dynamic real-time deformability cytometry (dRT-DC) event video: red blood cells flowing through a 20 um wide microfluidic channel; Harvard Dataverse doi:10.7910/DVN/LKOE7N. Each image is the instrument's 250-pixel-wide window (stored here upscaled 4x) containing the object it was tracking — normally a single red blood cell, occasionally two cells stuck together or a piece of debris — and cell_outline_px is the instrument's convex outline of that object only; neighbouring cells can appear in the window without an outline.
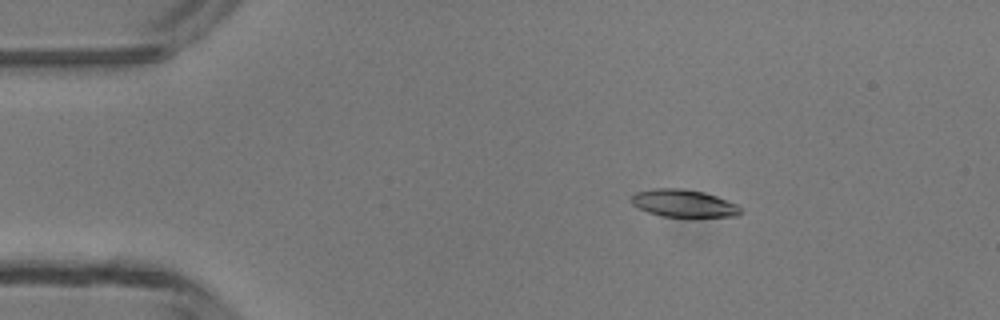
{"species": "common noctule bat (a hibernating species)", "species_latin": "Nyctalus noctula", "temperature_condition": "room temperature", "stored_images_in_passage": 6, "camera_frame_rate_fps": 3000, "um_per_image_px": 0.085, "animal": {"sex": "male", "body_mass_g": 13.3}, "frame": {"image": 1, "passage_image": 3, "time_ms": 2.333, "image_size_px": [1000, 320], "cell_outline_px": [[740, 212], [736, 216], [660, 216], [648, 212], [632, 204], [632, 196], [636, 192], [656, 188], [680, 188], [704, 192], [716, 196], [736, 204], [740, 208]], "centroid_in_image_um": [58.08, 17.27], "position_along_channel_um": 26.9, "area_um2": 17.11}}
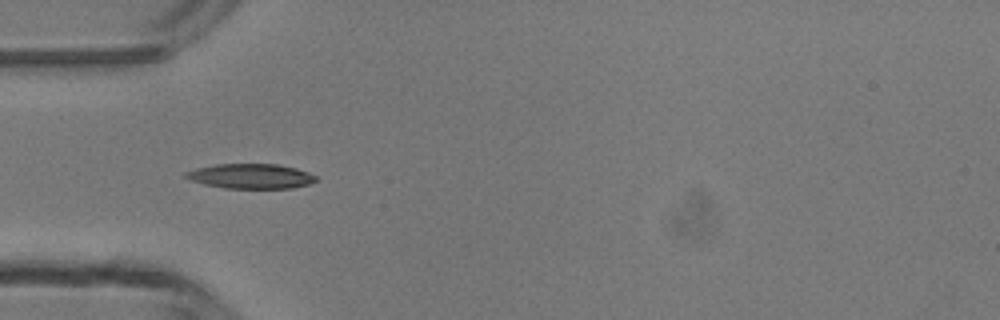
{"frame": {"image": 2, "passage_image": 5, "time_ms": 4.667, "image_size_px": [1000, 320], "cell_outline_px": [[316, 180], [308, 184], [292, 188], [224, 188], [204, 184], [192, 180], [184, 176], [184, 172], [196, 168], [216, 164], [276, 164], [296, 168], [308, 172], [316, 176]], "centroid_in_image_um": [21.3, 14.97], "position_along_channel_um": 63.7, "area_um2": 18.73}}
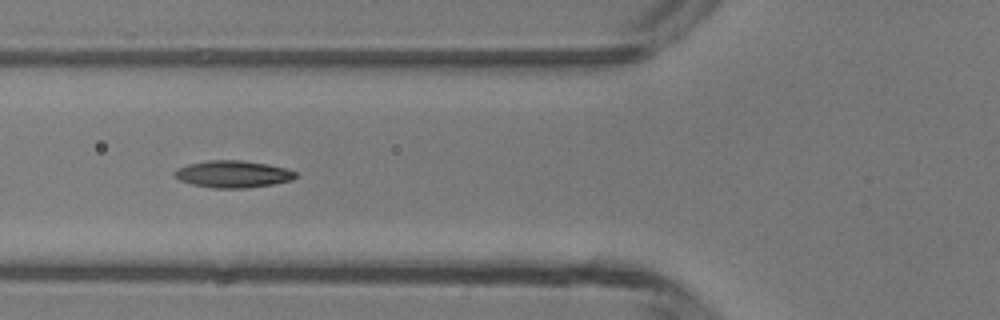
{"frame": {"image": 3, "passage_image": 6, "time_ms": 5.667, "image_size_px": [1000, 320], "cell_outline_px": [[296, 176], [292, 180], [272, 184], [248, 188], [212, 188], [192, 184], [180, 180], [172, 176], [172, 172], [188, 164], [208, 160], [240, 160], [268, 164], [284, 168], [296, 172]], "centroid_in_image_um": [19.77, 14.8], "position_along_channel_um": 106.0, "area_um2": 19.02}}